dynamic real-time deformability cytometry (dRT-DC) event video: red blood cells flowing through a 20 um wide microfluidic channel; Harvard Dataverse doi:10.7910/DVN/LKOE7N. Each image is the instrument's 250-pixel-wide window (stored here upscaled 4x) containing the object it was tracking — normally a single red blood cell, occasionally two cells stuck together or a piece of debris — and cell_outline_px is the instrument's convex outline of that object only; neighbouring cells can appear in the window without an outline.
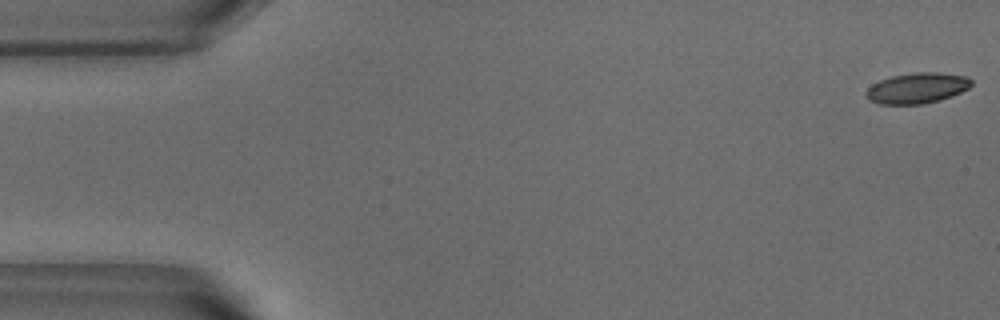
{"species": "common noctule bat (a hibernating species)", "species_latin": "Nyctalus noctula", "temperature_condition": "warm", "stored_images_in_passage": 51, "camera_frame_rate_fps": 3000, "um_per_image_px": 0.085, "animal": {"sex": "male", "body_mass_g": 18.8}, "frame": {"image": 1, "passage_image": 1, "time_ms": 0.0, "image_size_px": [1000, 320], "cell_outline_px": [[972, 84], [968, 88], [952, 96], [940, 100], [920, 104], [880, 104], [868, 100], [864, 96], [864, 92], [872, 84], [880, 80], [892, 76], [916, 72], [936, 72], [968, 76], [972, 80]], "centroid_in_image_um": [77.93, 7.49], "position_along_channel_um": 7.1, "area_um2": 18.9}}
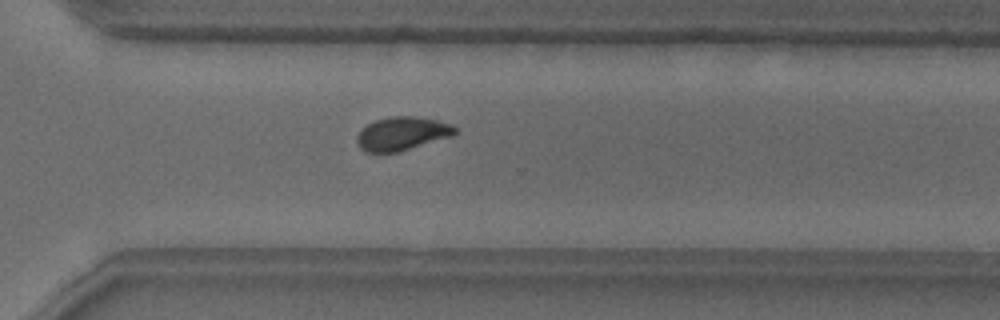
{"frame": {"image": 2, "passage_image": 37, "time_ms": 12.0, "image_size_px": [1000, 320], "cell_outline_px": [[460, 132], [452, 136], [396, 152], [364, 152], [360, 148], [356, 140], [356, 136], [368, 124], [376, 120], [392, 116], [416, 116], [436, 120], [452, 124], [460, 128]], "centroid_in_image_um": [34.23, 11.35], "position_along_channel_um": 336.4, "area_um2": 19.13}}
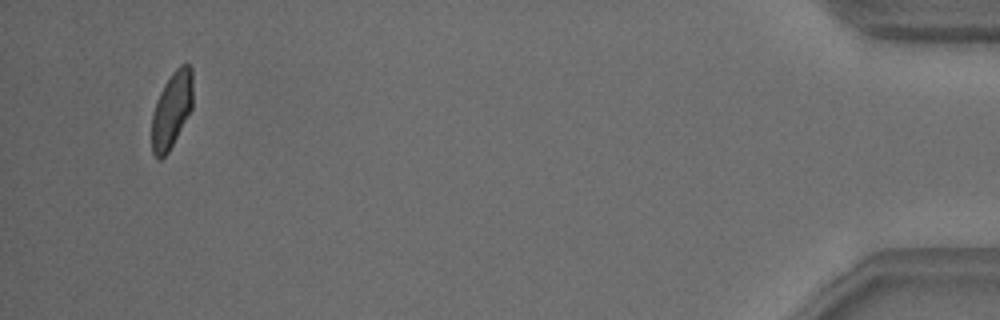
{"frame": {"image": 3, "passage_image": 50, "time_ms": 16.333, "image_size_px": [1000, 320], "cell_outline_px": [[192, 108], [168, 152], [160, 160], [152, 152], [152, 112], [156, 100], [164, 84], [172, 72], [180, 64], [188, 64], [192, 68]], "centroid_in_image_um": [14.59, 9.31], "position_along_channel_um": 420.6, "area_um2": 18.15}}